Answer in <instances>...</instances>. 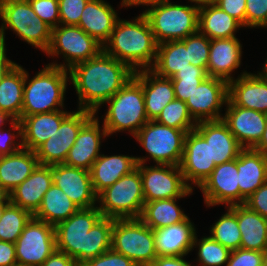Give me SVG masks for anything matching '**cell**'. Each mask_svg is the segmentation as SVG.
I'll list each match as a JSON object with an SVG mask.
<instances>
[{
    "instance_id": "obj_1",
    "label": "cell",
    "mask_w": 267,
    "mask_h": 266,
    "mask_svg": "<svg viewBox=\"0 0 267 266\" xmlns=\"http://www.w3.org/2000/svg\"><path fill=\"white\" fill-rule=\"evenodd\" d=\"M125 63L102 51L98 56L76 64L69 70L70 81L78 95V109L95 113L133 76Z\"/></svg>"
},
{
    "instance_id": "obj_2",
    "label": "cell",
    "mask_w": 267,
    "mask_h": 266,
    "mask_svg": "<svg viewBox=\"0 0 267 266\" xmlns=\"http://www.w3.org/2000/svg\"><path fill=\"white\" fill-rule=\"evenodd\" d=\"M114 219L103 217L98 205L79 209L55 226L56 248L80 265L111 249Z\"/></svg>"
},
{
    "instance_id": "obj_3",
    "label": "cell",
    "mask_w": 267,
    "mask_h": 266,
    "mask_svg": "<svg viewBox=\"0 0 267 266\" xmlns=\"http://www.w3.org/2000/svg\"><path fill=\"white\" fill-rule=\"evenodd\" d=\"M157 47L149 22L142 13L132 21L118 18L103 51L136 72L153 67Z\"/></svg>"
},
{
    "instance_id": "obj_4",
    "label": "cell",
    "mask_w": 267,
    "mask_h": 266,
    "mask_svg": "<svg viewBox=\"0 0 267 266\" xmlns=\"http://www.w3.org/2000/svg\"><path fill=\"white\" fill-rule=\"evenodd\" d=\"M103 119V127L108 136L116 132L129 131L134 137L149 121L145 110L142 88V70L134 76L109 100Z\"/></svg>"
},
{
    "instance_id": "obj_5",
    "label": "cell",
    "mask_w": 267,
    "mask_h": 266,
    "mask_svg": "<svg viewBox=\"0 0 267 266\" xmlns=\"http://www.w3.org/2000/svg\"><path fill=\"white\" fill-rule=\"evenodd\" d=\"M68 73L69 70L48 64L29 80V73L25 70L21 116L64 109V95L70 79Z\"/></svg>"
},
{
    "instance_id": "obj_6",
    "label": "cell",
    "mask_w": 267,
    "mask_h": 266,
    "mask_svg": "<svg viewBox=\"0 0 267 266\" xmlns=\"http://www.w3.org/2000/svg\"><path fill=\"white\" fill-rule=\"evenodd\" d=\"M200 5L172 4L170 0L147 8L142 13L147 18L157 44L183 40L198 32Z\"/></svg>"
},
{
    "instance_id": "obj_7",
    "label": "cell",
    "mask_w": 267,
    "mask_h": 266,
    "mask_svg": "<svg viewBox=\"0 0 267 266\" xmlns=\"http://www.w3.org/2000/svg\"><path fill=\"white\" fill-rule=\"evenodd\" d=\"M0 18V42L5 43V30L9 27L27 44L47 51L52 28L33 11L28 0H0Z\"/></svg>"
},
{
    "instance_id": "obj_8",
    "label": "cell",
    "mask_w": 267,
    "mask_h": 266,
    "mask_svg": "<svg viewBox=\"0 0 267 266\" xmlns=\"http://www.w3.org/2000/svg\"><path fill=\"white\" fill-rule=\"evenodd\" d=\"M103 217L137 219L145 204L140 171L136 168L122 176L97 196Z\"/></svg>"
},
{
    "instance_id": "obj_9",
    "label": "cell",
    "mask_w": 267,
    "mask_h": 266,
    "mask_svg": "<svg viewBox=\"0 0 267 266\" xmlns=\"http://www.w3.org/2000/svg\"><path fill=\"white\" fill-rule=\"evenodd\" d=\"M111 248L138 266H149L158 256L154 230L137 219H114Z\"/></svg>"
},
{
    "instance_id": "obj_10",
    "label": "cell",
    "mask_w": 267,
    "mask_h": 266,
    "mask_svg": "<svg viewBox=\"0 0 267 266\" xmlns=\"http://www.w3.org/2000/svg\"><path fill=\"white\" fill-rule=\"evenodd\" d=\"M103 45L76 25H58L52 29L50 45L45 52L49 57L63 54L64 64L48 63L49 65L70 70L76 64L98 56Z\"/></svg>"
},
{
    "instance_id": "obj_11",
    "label": "cell",
    "mask_w": 267,
    "mask_h": 266,
    "mask_svg": "<svg viewBox=\"0 0 267 266\" xmlns=\"http://www.w3.org/2000/svg\"><path fill=\"white\" fill-rule=\"evenodd\" d=\"M187 133L149 120L134 137L156 164L179 166Z\"/></svg>"
},
{
    "instance_id": "obj_12",
    "label": "cell",
    "mask_w": 267,
    "mask_h": 266,
    "mask_svg": "<svg viewBox=\"0 0 267 266\" xmlns=\"http://www.w3.org/2000/svg\"><path fill=\"white\" fill-rule=\"evenodd\" d=\"M140 171L145 202L154 200L183 198L189 196L191 189L185 182L180 166H146V157H135Z\"/></svg>"
},
{
    "instance_id": "obj_13",
    "label": "cell",
    "mask_w": 267,
    "mask_h": 266,
    "mask_svg": "<svg viewBox=\"0 0 267 266\" xmlns=\"http://www.w3.org/2000/svg\"><path fill=\"white\" fill-rule=\"evenodd\" d=\"M18 266H40L57 249L55 227L34 217L27 223L16 243Z\"/></svg>"
},
{
    "instance_id": "obj_14",
    "label": "cell",
    "mask_w": 267,
    "mask_h": 266,
    "mask_svg": "<svg viewBox=\"0 0 267 266\" xmlns=\"http://www.w3.org/2000/svg\"><path fill=\"white\" fill-rule=\"evenodd\" d=\"M94 114L85 109L70 112L59 129L35 151L39 164L52 166L64 163L81 127Z\"/></svg>"
},
{
    "instance_id": "obj_15",
    "label": "cell",
    "mask_w": 267,
    "mask_h": 266,
    "mask_svg": "<svg viewBox=\"0 0 267 266\" xmlns=\"http://www.w3.org/2000/svg\"><path fill=\"white\" fill-rule=\"evenodd\" d=\"M228 100V82L217 77L203 80L185 102L196 122L221 120V108ZM222 115V116H221Z\"/></svg>"
},
{
    "instance_id": "obj_16",
    "label": "cell",
    "mask_w": 267,
    "mask_h": 266,
    "mask_svg": "<svg viewBox=\"0 0 267 266\" xmlns=\"http://www.w3.org/2000/svg\"><path fill=\"white\" fill-rule=\"evenodd\" d=\"M207 207L223 205L226 207L240 204L237 158L216 165L211 175L199 187Z\"/></svg>"
},
{
    "instance_id": "obj_17",
    "label": "cell",
    "mask_w": 267,
    "mask_h": 266,
    "mask_svg": "<svg viewBox=\"0 0 267 266\" xmlns=\"http://www.w3.org/2000/svg\"><path fill=\"white\" fill-rule=\"evenodd\" d=\"M179 166L186 184L191 189L194 188L191 184L199 188L216 167L214 161H211L210 144L195 129L186 135Z\"/></svg>"
},
{
    "instance_id": "obj_18",
    "label": "cell",
    "mask_w": 267,
    "mask_h": 266,
    "mask_svg": "<svg viewBox=\"0 0 267 266\" xmlns=\"http://www.w3.org/2000/svg\"><path fill=\"white\" fill-rule=\"evenodd\" d=\"M225 109L222 120L230 132L244 149L254 148L263 136L267 114L235 106L229 99Z\"/></svg>"
},
{
    "instance_id": "obj_19",
    "label": "cell",
    "mask_w": 267,
    "mask_h": 266,
    "mask_svg": "<svg viewBox=\"0 0 267 266\" xmlns=\"http://www.w3.org/2000/svg\"><path fill=\"white\" fill-rule=\"evenodd\" d=\"M53 184L58 186L80 209L96 206L95 194L89 170L68 166L64 163L52 165Z\"/></svg>"
},
{
    "instance_id": "obj_20",
    "label": "cell",
    "mask_w": 267,
    "mask_h": 266,
    "mask_svg": "<svg viewBox=\"0 0 267 266\" xmlns=\"http://www.w3.org/2000/svg\"><path fill=\"white\" fill-rule=\"evenodd\" d=\"M100 129L95 114L81 127L74 145L69 150L64 164L90 170L94 161L101 155V138L108 137L104 127ZM102 132V133H101Z\"/></svg>"
},
{
    "instance_id": "obj_21",
    "label": "cell",
    "mask_w": 267,
    "mask_h": 266,
    "mask_svg": "<svg viewBox=\"0 0 267 266\" xmlns=\"http://www.w3.org/2000/svg\"><path fill=\"white\" fill-rule=\"evenodd\" d=\"M195 130L210 144L211 161L215 165L236 159L244 149L222 119L199 121Z\"/></svg>"
},
{
    "instance_id": "obj_22",
    "label": "cell",
    "mask_w": 267,
    "mask_h": 266,
    "mask_svg": "<svg viewBox=\"0 0 267 266\" xmlns=\"http://www.w3.org/2000/svg\"><path fill=\"white\" fill-rule=\"evenodd\" d=\"M228 99L235 106L267 114V81L244 71L228 82Z\"/></svg>"
},
{
    "instance_id": "obj_23",
    "label": "cell",
    "mask_w": 267,
    "mask_h": 266,
    "mask_svg": "<svg viewBox=\"0 0 267 266\" xmlns=\"http://www.w3.org/2000/svg\"><path fill=\"white\" fill-rule=\"evenodd\" d=\"M242 44L236 37L212 39L207 66L208 77L221 78L227 82L231 74L241 66Z\"/></svg>"
},
{
    "instance_id": "obj_24",
    "label": "cell",
    "mask_w": 267,
    "mask_h": 266,
    "mask_svg": "<svg viewBox=\"0 0 267 266\" xmlns=\"http://www.w3.org/2000/svg\"><path fill=\"white\" fill-rule=\"evenodd\" d=\"M52 184V166L39 164L29 177L9 193L10 202L34 214Z\"/></svg>"
},
{
    "instance_id": "obj_25",
    "label": "cell",
    "mask_w": 267,
    "mask_h": 266,
    "mask_svg": "<svg viewBox=\"0 0 267 266\" xmlns=\"http://www.w3.org/2000/svg\"><path fill=\"white\" fill-rule=\"evenodd\" d=\"M240 204L267 182V156L253 148L243 149L237 157Z\"/></svg>"
},
{
    "instance_id": "obj_26",
    "label": "cell",
    "mask_w": 267,
    "mask_h": 266,
    "mask_svg": "<svg viewBox=\"0 0 267 266\" xmlns=\"http://www.w3.org/2000/svg\"><path fill=\"white\" fill-rule=\"evenodd\" d=\"M117 14L116 10L104 0H89L77 26L104 45L119 18Z\"/></svg>"
},
{
    "instance_id": "obj_27",
    "label": "cell",
    "mask_w": 267,
    "mask_h": 266,
    "mask_svg": "<svg viewBox=\"0 0 267 266\" xmlns=\"http://www.w3.org/2000/svg\"><path fill=\"white\" fill-rule=\"evenodd\" d=\"M196 229L189 217L178 224L154 230L157 256H186L193 249Z\"/></svg>"
},
{
    "instance_id": "obj_28",
    "label": "cell",
    "mask_w": 267,
    "mask_h": 266,
    "mask_svg": "<svg viewBox=\"0 0 267 266\" xmlns=\"http://www.w3.org/2000/svg\"><path fill=\"white\" fill-rule=\"evenodd\" d=\"M70 112L59 110L31 116H21L23 148L36 151L57 131Z\"/></svg>"
},
{
    "instance_id": "obj_29",
    "label": "cell",
    "mask_w": 267,
    "mask_h": 266,
    "mask_svg": "<svg viewBox=\"0 0 267 266\" xmlns=\"http://www.w3.org/2000/svg\"><path fill=\"white\" fill-rule=\"evenodd\" d=\"M136 167L137 162L134 156L101 154L89 170L95 194L98 196L103 190L113 185L122 176L131 173Z\"/></svg>"
},
{
    "instance_id": "obj_30",
    "label": "cell",
    "mask_w": 267,
    "mask_h": 266,
    "mask_svg": "<svg viewBox=\"0 0 267 266\" xmlns=\"http://www.w3.org/2000/svg\"><path fill=\"white\" fill-rule=\"evenodd\" d=\"M39 165L34 151L22 148L13 154L0 157V185L11 192Z\"/></svg>"
},
{
    "instance_id": "obj_31",
    "label": "cell",
    "mask_w": 267,
    "mask_h": 266,
    "mask_svg": "<svg viewBox=\"0 0 267 266\" xmlns=\"http://www.w3.org/2000/svg\"><path fill=\"white\" fill-rule=\"evenodd\" d=\"M142 88L148 120H155L163 108L175 99L171 78L161 77L151 69L142 70Z\"/></svg>"
},
{
    "instance_id": "obj_32",
    "label": "cell",
    "mask_w": 267,
    "mask_h": 266,
    "mask_svg": "<svg viewBox=\"0 0 267 266\" xmlns=\"http://www.w3.org/2000/svg\"><path fill=\"white\" fill-rule=\"evenodd\" d=\"M236 216L241 233L240 248L259 252L267 250V219L246 205H236Z\"/></svg>"
},
{
    "instance_id": "obj_33",
    "label": "cell",
    "mask_w": 267,
    "mask_h": 266,
    "mask_svg": "<svg viewBox=\"0 0 267 266\" xmlns=\"http://www.w3.org/2000/svg\"><path fill=\"white\" fill-rule=\"evenodd\" d=\"M243 26L214 3L199 7L198 31L210 40L236 37L235 32Z\"/></svg>"
},
{
    "instance_id": "obj_34",
    "label": "cell",
    "mask_w": 267,
    "mask_h": 266,
    "mask_svg": "<svg viewBox=\"0 0 267 266\" xmlns=\"http://www.w3.org/2000/svg\"><path fill=\"white\" fill-rule=\"evenodd\" d=\"M80 208L55 184L46 191L33 217L54 227L68 219Z\"/></svg>"
},
{
    "instance_id": "obj_35",
    "label": "cell",
    "mask_w": 267,
    "mask_h": 266,
    "mask_svg": "<svg viewBox=\"0 0 267 266\" xmlns=\"http://www.w3.org/2000/svg\"><path fill=\"white\" fill-rule=\"evenodd\" d=\"M25 69L16 64L0 82V111L21 119Z\"/></svg>"
},
{
    "instance_id": "obj_36",
    "label": "cell",
    "mask_w": 267,
    "mask_h": 266,
    "mask_svg": "<svg viewBox=\"0 0 267 266\" xmlns=\"http://www.w3.org/2000/svg\"><path fill=\"white\" fill-rule=\"evenodd\" d=\"M177 199L145 202L139 219L153 230L185 221L188 216L176 204Z\"/></svg>"
},
{
    "instance_id": "obj_37",
    "label": "cell",
    "mask_w": 267,
    "mask_h": 266,
    "mask_svg": "<svg viewBox=\"0 0 267 266\" xmlns=\"http://www.w3.org/2000/svg\"><path fill=\"white\" fill-rule=\"evenodd\" d=\"M191 67L188 50L182 40L158 44L157 56L151 68L157 75L172 78L178 70Z\"/></svg>"
},
{
    "instance_id": "obj_38",
    "label": "cell",
    "mask_w": 267,
    "mask_h": 266,
    "mask_svg": "<svg viewBox=\"0 0 267 266\" xmlns=\"http://www.w3.org/2000/svg\"><path fill=\"white\" fill-rule=\"evenodd\" d=\"M210 237L232 250L240 248L241 233L236 216V205L228 206L227 212L210 228Z\"/></svg>"
},
{
    "instance_id": "obj_39",
    "label": "cell",
    "mask_w": 267,
    "mask_h": 266,
    "mask_svg": "<svg viewBox=\"0 0 267 266\" xmlns=\"http://www.w3.org/2000/svg\"><path fill=\"white\" fill-rule=\"evenodd\" d=\"M33 214L9 202L0 219V240L16 243Z\"/></svg>"
},
{
    "instance_id": "obj_40",
    "label": "cell",
    "mask_w": 267,
    "mask_h": 266,
    "mask_svg": "<svg viewBox=\"0 0 267 266\" xmlns=\"http://www.w3.org/2000/svg\"><path fill=\"white\" fill-rule=\"evenodd\" d=\"M155 121L186 132L194 130L197 125V122L190 115L186 103L176 98L163 108Z\"/></svg>"
},
{
    "instance_id": "obj_41",
    "label": "cell",
    "mask_w": 267,
    "mask_h": 266,
    "mask_svg": "<svg viewBox=\"0 0 267 266\" xmlns=\"http://www.w3.org/2000/svg\"><path fill=\"white\" fill-rule=\"evenodd\" d=\"M198 248V262L202 266H221L229 260L231 250L212 239L210 236L197 238V233L193 240V247Z\"/></svg>"
},
{
    "instance_id": "obj_42",
    "label": "cell",
    "mask_w": 267,
    "mask_h": 266,
    "mask_svg": "<svg viewBox=\"0 0 267 266\" xmlns=\"http://www.w3.org/2000/svg\"><path fill=\"white\" fill-rule=\"evenodd\" d=\"M207 77V72L203 68L192 64L191 67L178 70L171 78L174 86L175 98L186 102L198 85Z\"/></svg>"
},
{
    "instance_id": "obj_43",
    "label": "cell",
    "mask_w": 267,
    "mask_h": 266,
    "mask_svg": "<svg viewBox=\"0 0 267 266\" xmlns=\"http://www.w3.org/2000/svg\"><path fill=\"white\" fill-rule=\"evenodd\" d=\"M188 50L189 61L192 65L203 68L207 72L211 40L199 31L182 40Z\"/></svg>"
},
{
    "instance_id": "obj_44",
    "label": "cell",
    "mask_w": 267,
    "mask_h": 266,
    "mask_svg": "<svg viewBox=\"0 0 267 266\" xmlns=\"http://www.w3.org/2000/svg\"><path fill=\"white\" fill-rule=\"evenodd\" d=\"M9 124H11L12 126L11 128L13 130V133H11L12 131H10L11 128H9L8 130L6 129V131L5 129L0 128V157L3 155L13 154L23 148L21 121L19 119H14L10 121ZM17 138L20 139V143L19 141L16 142V140H14Z\"/></svg>"
},
{
    "instance_id": "obj_45",
    "label": "cell",
    "mask_w": 267,
    "mask_h": 266,
    "mask_svg": "<svg viewBox=\"0 0 267 266\" xmlns=\"http://www.w3.org/2000/svg\"><path fill=\"white\" fill-rule=\"evenodd\" d=\"M33 11L52 29L59 25L58 0H28Z\"/></svg>"
},
{
    "instance_id": "obj_46",
    "label": "cell",
    "mask_w": 267,
    "mask_h": 266,
    "mask_svg": "<svg viewBox=\"0 0 267 266\" xmlns=\"http://www.w3.org/2000/svg\"><path fill=\"white\" fill-rule=\"evenodd\" d=\"M245 27L267 28V0H246Z\"/></svg>"
},
{
    "instance_id": "obj_47",
    "label": "cell",
    "mask_w": 267,
    "mask_h": 266,
    "mask_svg": "<svg viewBox=\"0 0 267 266\" xmlns=\"http://www.w3.org/2000/svg\"><path fill=\"white\" fill-rule=\"evenodd\" d=\"M89 0H58L60 21L59 25H78Z\"/></svg>"
},
{
    "instance_id": "obj_48",
    "label": "cell",
    "mask_w": 267,
    "mask_h": 266,
    "mask_svg": "<svg viewBox=\"0 0 267 266\" xmlns=\"http://www.w3.org/2000/svg\"><path fill=\"white\" fill-rule=\"evenodd\" d=\"M80 266H138L130 258L114 251L112 248L105 253L86 260Z\"/></svg>"
},
{
    "instance_id": "obj_49",
    "label": "cell",
    "mask_w": 267,
    "mask_h": 266,
    "mask_svg": "<svg viewBox=\"0 0 267 266\" xmlns=\"http://www.w3.org/2000/svg\"><path fill=\"white\" fill-rule=\"evenodd\" d=\"M262 263L263 252L239 248L231 251L227 266H262Z\"/></svg>"
},
{
    "instance_id": "obj_50",
    "label": "cell",
    "mask_w": 267,
    "mask_h": 266,
    "mask_svg": "<svg viewBox=\"0 0 267 266\" xmlns=\"http://www.w3.org/2000/svg\"><path fill=\"white\" fill-rule=\"evenodd\" d=\"M214 4L245 27L246 0H215Z\"/></svg>"
},
{
    "instance_id": "obj_51",
    "label": "cell",
    "mask_w": 267,
    "mask_h": 266,
    "mask_svg": "<svg viewBox=\"0 0 267 266\" xmlns=\"http://www.w3.org/2000/svg\"><path fill=\"white\" fill-rule=\"evenodd\" d=\"M244 205L267 219V182L252 193Z\"/></svg>"
},
{
    "instance_id": "obj_52",
    "label": "cell",
    "mask_w": 267,
    "mask_h": 266,
    "mask_svg": "<svg viewBox=\"0 0 267 266\" xmlns=\"http://www.w3.org/2000/svg\"><path fill=\"white\" fill-rule=\"evenodd\" d=\"M0 266H18L15 243L0 240Z\"/></svg>"
},
{
    "instance_id": "obj_53",
    "label": "cell",
    "mask_w": 267,
    "mask_h": 266,
    "mask_svg": "<svg viewBox=\"0 0 267 266\" xmlns=\"http://www.w3.org/2000/svg\"><path fill=\"white\" fill-rule=\"evenodd\" d=\"M40 266H80V264L64 252L56 249Z\"/></svg>"
},
{
    "instance_id": "obj_54",
    "label": "cell",
    "mask_w": 267,
    "mask_h": 266,
    "mask_svg": "<svg viewBox=\"0 0 267 266\" xmlns=\"http://www.w3.org/2000/svg\"><path fill=\"white\" fill-rule=\"evenodd\" d=\"M184 256H158L149 266H192Z\"/></svg>"
},
{
    "instance_id": "obj_55",
    "label": "cell",
    "mask_w": 267,
    "mask_h": 266,
    "mask_svg": "<svg viewBox=\"0 0 267 266\" xmlns=\"http://www.w3.org/2000/svg\"><path fill=\"white\" fill-rule=\"evenodd\" d=\"M5 45V43L0 42V82L6 73L17 64L7 58Z\"/></svg>"
},
{
    "instance_id": "obj_56",
    "label": "cell",
    "mask_w": 267,
    "mask_h": 266,
    "mask_svg": "<svg viewBox=\"0 0 267 266\" xmlns=\"http://www.w3.org/2000/svg\"><path fill=\"white\" fill-rule=\"evenodd\" d=\"M161 0H122L121 6L122 7H131L136 5H142V6H152L156 3L160 2Z\"/></svg>"
},
{
    "instance_id": "obj_57",
    "label": "cell",
    "mask_w": 267,
    "mask_h": 266,
    "mask_svg": "<svg viewBox=\"0 0 267 266\" xmlns=\"http://www.w3.org/2000/svg\"><path fill=\"white\" fill-rule=\"evenodd\" d=\"M253 149L267 156V122L260 142Z\"/></svg>"
},
{
    "instance_id": "obj_58",
    "label": "cell",
    "mask_w": 267,
    "mask_h": 266,
    "mask_svg": "<svg viewBox=\"0 0 267 266\" xmlns=\"http://www.w3.org/2000/svg\"><path fill=\"white\" fill-rule=\"evenodd\" d=\"M10 194L0 185V203H9Z\"/></svg>"
},
{
    "instance_id": "obj_59",
    "label": "cell",
    "mask_w": 267,
    "mask_h": 266,
    "mask_svg": "<svg viewBox=\"0 0 267 266\" xmlns=\"http://www.w3.org/2000/svg\"><path fill=\"white\" fill-rule=\"evenodd\" d=\"M12 121L14 120L13 117H11L8 113L4 112V111H0V127H3V125L5 124V121Z\"/></svg>"
},
{
    "instance_id": "obj_60",
    "label": "cell",
    "mask_w": 267,
    "mask_h": 266,
    "mask_svg": "<svg viewBox=\"0 0 267 266\" xmlns=\"http://www.w3.org/2000/svg\"><path fill=\"white\" fill-rule=\"evenodd\" d=\"M263 70L262 72H258L257 74L264 80L267 81V59L265 61V64H263Z\"/></svg>"
},
{
    "instance_id": "obj_61",
    "label": "cell",
    "mask_w": 267,
    "mask_h": 266,
    "mask_svg": "<svg viewBox=\"0 0 267 266\" xmlns=\"http://www.w3.org/2000/svg\"><path fill=\"white\" fill-rule=\"evenodd\" d=\"M190 3L193 2L197 5H202V4H206V3H214L215 0H189Z\"/></svg>"
},
{
    "instance_id": "obj_62",
    "label": "cell",
    "mask_w": 267,
    "mask_h": 266,
    "mask_svg": "<svg viewBox=\"0 0 267 266\" xmlns=\"http://www.w3.org/2000/svg\"><path fill=\"white\" fill-rule=\"evenodd\" d=\"M262 266H267V250L263 252V263Z\"/></svg>"
},
{
    "instance_id": "obj_63",
    "label": "cell",
    "mask_w": 267,
    "mask_h": 266,
    "mask_svg": "<svg viewBox=\"0 0 267 266\" xmlns=\"http://www.w3.org/2000/svg\"><path fill=\"white\" fill-rule=\"evenodd\" d=\"M7 204L8 203H0V219H1V215L3 213V210H4V208L6 207Z\"/></svg>"
}]
</instances>
